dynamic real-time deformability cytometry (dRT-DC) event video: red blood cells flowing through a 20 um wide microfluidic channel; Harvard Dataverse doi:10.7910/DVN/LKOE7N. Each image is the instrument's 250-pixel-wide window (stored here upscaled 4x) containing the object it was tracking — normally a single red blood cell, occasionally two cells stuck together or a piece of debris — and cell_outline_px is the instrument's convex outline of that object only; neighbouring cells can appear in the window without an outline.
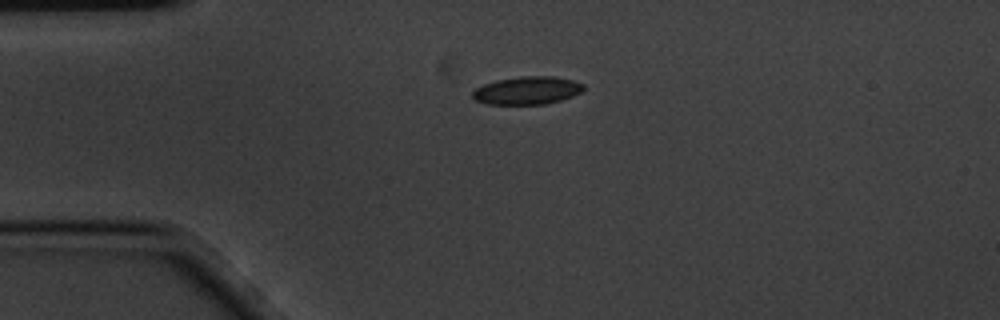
{"species": "common noctule bat (a hibernating species)", "species_latin": "Nyctalus noctula", "temperature_condition": "cold", "stored_images_in_passage": 6, "camera_frame_rate_fps": 3000, "um_per_image_px": 0.085, "animal": {"sex": "male", "body_mass_g": 20.1, "forearm_length_mm": 53.5}, "frame": {"image": 1, "passage_image": 1, "time_ms": 0.0, "image_size_px": [1000, 320], "cell_outline_px": [[584, 88], [580, 92], [572, 96], [560, 100], [544, 104], [488, 104], [476, 100], [472, 96], [472, 92], [476, 88], [484, 84], [496, 80], [524, 76], [552, 76], [572, 80], [584, 84]], "centroid_in_image_um": [44.8, 7.69], "position_along_channel_um": 40.2, "area_um2": 17.86}}
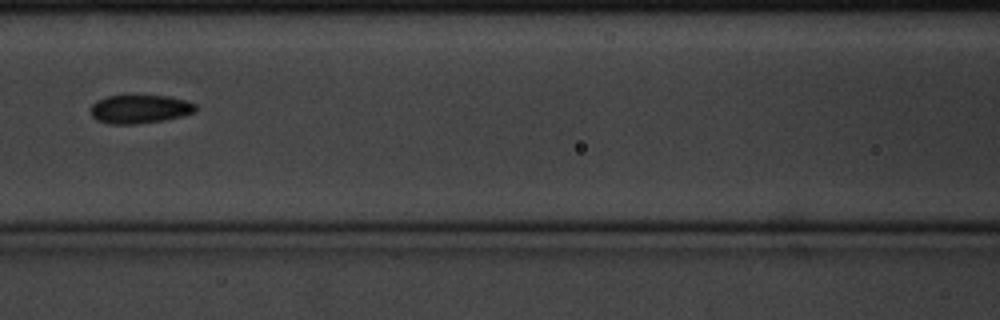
{"frame": {"image": 2, "passage_image": 4, "time_ms": 1.0, "image_size_px": [1000, 320], "cell_outline_px": [[196, 112], [180, 116], [160, 120], [136, 124], [108, 124], [96, 120], [92, 116], [88, 108], [96, 100], [108, 96], [168, 96], [184, 100], [196, 104]], "centroid_in_image_um": [11.82, 9.27], "position_along_channel_um": 154.8, "area_um2": 17.4}}
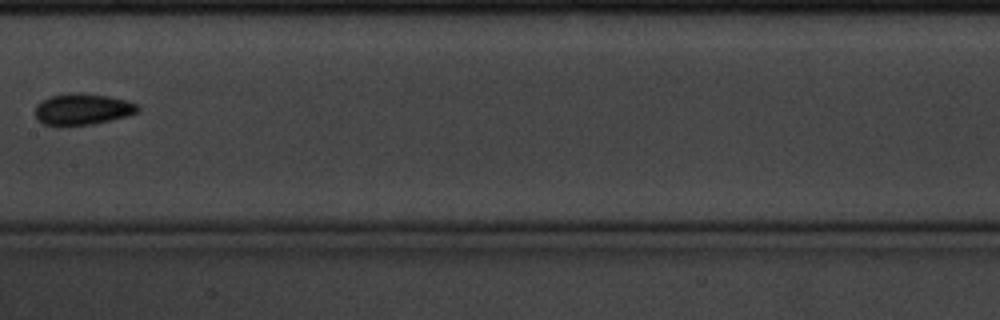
{"frame": {"image": 3, "passage_image": 5, "time_ms": 1.333, "image_size_px": [1000, 320], "cell_outline_px": [[140, 108], [136, 112], [112, 120], [92, 124], [44, 124], [36, 116], [36, 104], [48, 96], [68, 92], [80, 92], [108, 96], [128, 100], [140, 104]], "centroid_in_image_um": [7.04, 9.23], "position_along_channel_um": 200.4, "area_um2": 18.61}}